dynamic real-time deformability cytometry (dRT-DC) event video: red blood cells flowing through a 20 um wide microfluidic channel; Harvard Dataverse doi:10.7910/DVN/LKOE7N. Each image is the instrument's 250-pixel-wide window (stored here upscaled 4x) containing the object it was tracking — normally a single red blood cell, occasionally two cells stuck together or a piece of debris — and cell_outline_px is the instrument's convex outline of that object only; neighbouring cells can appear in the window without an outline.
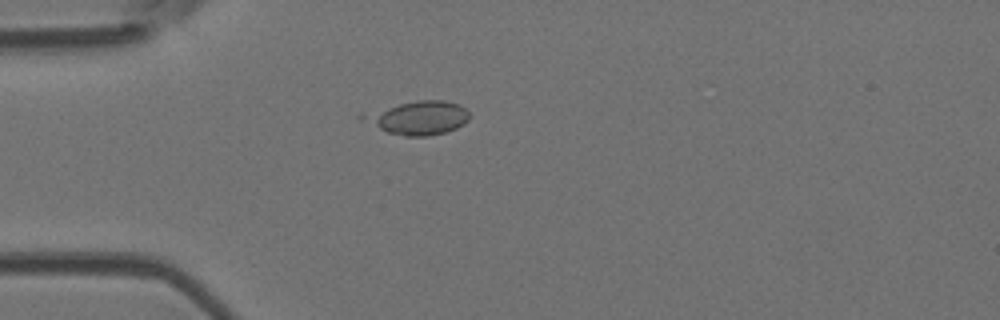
{"species": "Egyptian fruit bat (a non-hibernating species)", "species_latin": "Rousettus aegyptiacus", "temperature_condition": "room temperature", "stored_images_in_passage": 40, "camera_frame_rate_fps": 3000, "um_per_image_px": 0.085, "animal": {"sex": "female"}, "frame": {"image": 1, "passage_image": 2, "time_ms": 0.333, "image_size_px": [1000, 320], "cell_outline_px": [[468, 120], [464, 124], [456, 128], [444, 132], [428, 136], [404, 136], [388, 132], [360, 120], [356, 116], [360, 112], [416, 100], [444, 100], [460, 104], [468, 112]], "centroid_in_image_um": [35.45, 10.0], "position_along_channel_um": 49.5, "area_um2": 21.1}}
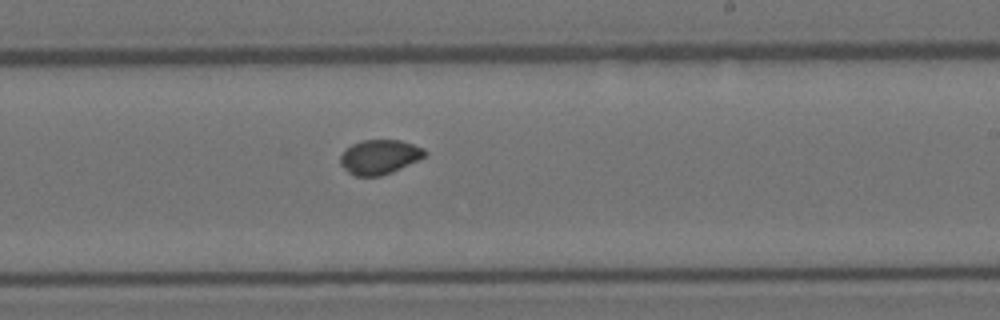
{"frame": {"image": 2, "passage_image": 19, "time_ms": 6.0, "image_size_px": [1000, 320], "cell_outline_px": [[428, 152], [424, 156], [392, 172], [380, 176], [356, 176], [348, 172], [340, 164], [340, 156], [344, 148], [352, 144], [364, 140], [400, 140], [424, 148]], "centroid_in_image_um": [32.22, 13.33], "position_along_channel_um": 256.8, "area_um2": 16.88}}
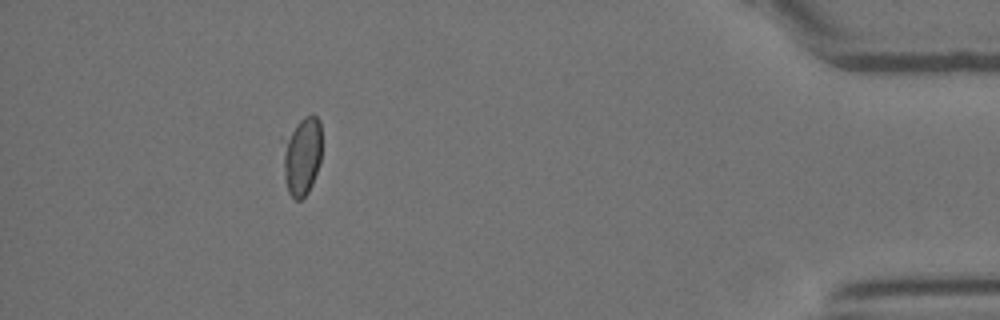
{"frame": {"image": 3, "passage_image": 35, "time_ms": 11.333, "image_size_px": [1000, 320], "cell_outline_px": [[320, 160], [312, 184], [308, 192], [300, 200], [296, 200], [288, 192], [284, 180], [280, 140], [280, 136], [304, 116], [312, 112], [320, 120]], "centroid_in_image_um": [25.59, 13.18], "position_along_channel_um": 409.6, "area_um2": 18.67}}